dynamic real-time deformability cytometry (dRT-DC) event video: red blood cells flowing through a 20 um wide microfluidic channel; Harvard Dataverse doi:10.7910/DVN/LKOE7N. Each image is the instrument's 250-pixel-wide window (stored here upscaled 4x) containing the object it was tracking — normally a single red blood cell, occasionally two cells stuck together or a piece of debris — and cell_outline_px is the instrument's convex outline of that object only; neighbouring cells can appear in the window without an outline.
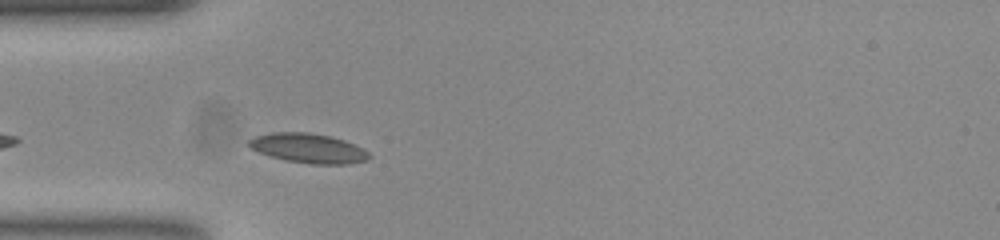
{"species": "common noctule bat (a hibernating species)", "species_latin": "Nyctalus noctula", "temperature_condition": "room temperature", "stored_images_in_passage": 7, "camera_frame_rate_fps": 3000, "um_per_image_px": 0.085, "animal": {"sex": "female", "body_mass_g": 23.0, "forearm_length_mm": 53.4}, "frame": {"image": 1, "passage_image": 4, "time_ms": 1.0, "image_size_px": [1000, 240], "cell_outline_px": [[372, 156], [368, 160], [348, 164], [312, 164], [284, 160], [260, 152], [252, 148], [248, 144], [248, 140], [256, 136], [272, 132], [308, 132], [328, 136], [344, 140], [364, 148]], "centroid_in_image_um": [26.25, 12.6], "position_along_channel_um": 58.7, "area_um2": 20.63}}
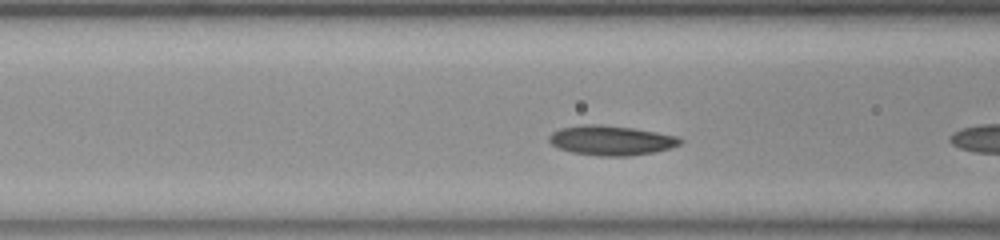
{"frame": {"image": 2, "passage_image": 6, "time_ms": 1.667, "image_size_px": [1000, 240], "cell_outline_px": [[684, 140], [680, 144], [668, 148], [652, 152], [628, 156], [600, 156], [572, 152], [560, 148], [552, 144], [548, 140], [548, 136], [552, 132], [560, 128], [580, 124], [600, 124], [632, 128], [680, 136]], "centroid_in_image_um": [51.94, 11.92], "position_along_channel_um": 114.7, "area_um2": 22.66}}